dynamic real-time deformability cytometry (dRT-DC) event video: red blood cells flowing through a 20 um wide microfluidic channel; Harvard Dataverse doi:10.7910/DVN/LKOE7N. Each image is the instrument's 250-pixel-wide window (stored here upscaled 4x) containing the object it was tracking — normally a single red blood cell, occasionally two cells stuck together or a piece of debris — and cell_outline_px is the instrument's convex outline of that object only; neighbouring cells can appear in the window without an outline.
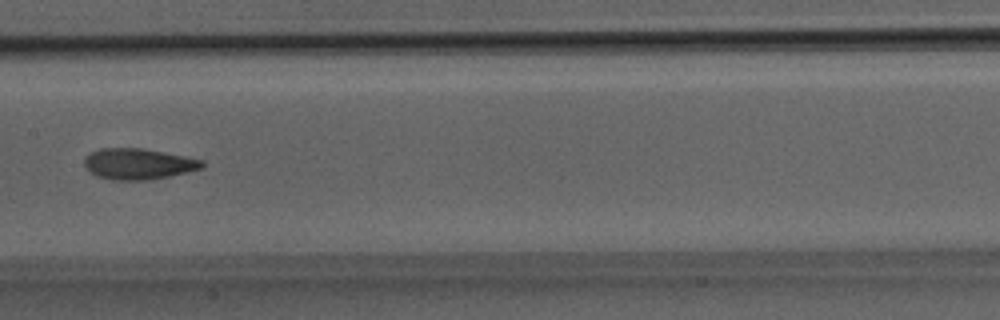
{"species": "Egyptian fruit bat (a non-hibernating species)", "species_latin": "Rousettus aegyptiacus", "temperature_condition": "room temperature", "stored_images_in_passage": 24, "camera_frame_rate_fps": 3000, "um_per_image_px": 0.085, "animal": {"sex": "male"}, "frame": {"image": 1, "passage_image": 8, "time_ms": 2.333, "image_size_px": [1000, 320], "cell_outline_px": [[204, 168], [168, 176], [148, 180], [112, 180], [96, 176], [84, 164], [84, 160], [92, 152], [100, 148], [140, 148], [184, 156], [204, 160]], "centroid_in_image_um": [11.78, 13.94], "position_along_channel_um": 195.6, "area_um2": 20.98}}
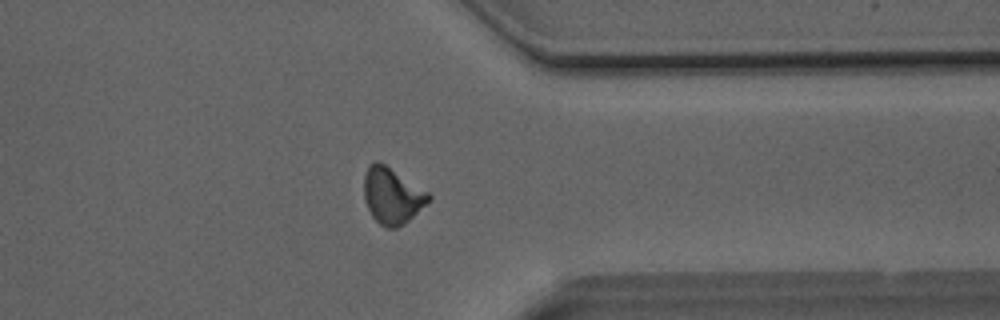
{"frame": {"image": 2, "passage_image": 17, "time_ms": 5.333, "image_size_px": [1000, 320], "cell_outline_px": [[432, 200], [404, 224], [396, 228], [388, 228], [380, 224], [372, 216], [364, 200], [364, 176], [368, 168], [376, 160], [380, 160], [428, 192], [432, 196]], "centroid_in_image_um": [33.35, 16.63], "position_along_channel_um": 378.1, "area_um2": 21.21}}
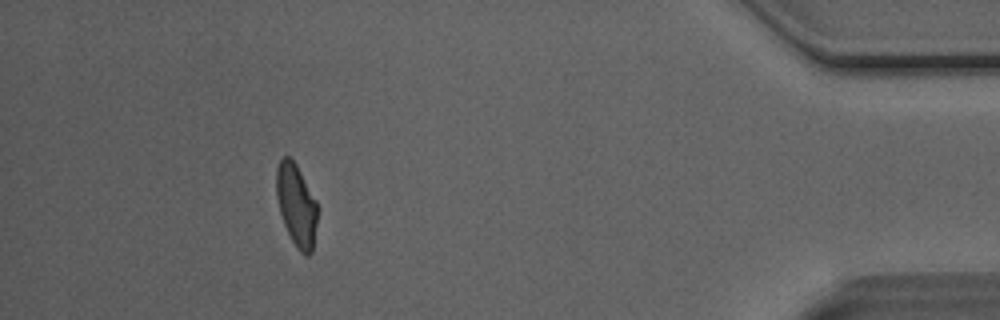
{"frame": {"image": 3, "passage_image": 21, "time_ms": 6.667, "image_size_px": [1000, 320], "cell_outline_px": [[316, 224], [312, 252], [308, 256], [304, 256], [296, 248], [284, 224], [280, 212], [276, 196], [276, 168], [280, 160], [284, 156], [288, 156], [296, 164], [316, 200]], "centroid_in_image_um": [25.18, 17.44], "position_along_channel_um": 410.0, "area_um2": 19.48}}